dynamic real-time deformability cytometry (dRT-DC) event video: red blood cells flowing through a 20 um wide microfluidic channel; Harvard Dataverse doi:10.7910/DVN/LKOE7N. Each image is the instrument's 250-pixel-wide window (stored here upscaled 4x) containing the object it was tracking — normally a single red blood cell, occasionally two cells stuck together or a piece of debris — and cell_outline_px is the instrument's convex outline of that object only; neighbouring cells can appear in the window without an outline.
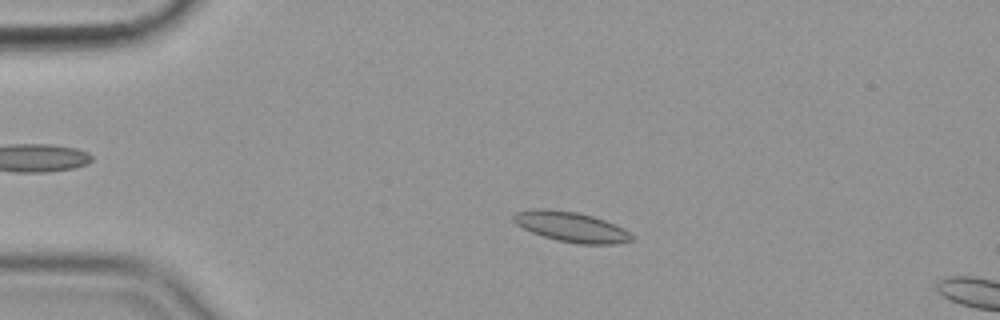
{"species": "common noctule bat (a hibernating species)", "species_latin": "Nyctalus noctula", "temperature_condition": "cold", "stored_images_in_passage": 16, "camera_frame_rate_fps": 3000, "um_per_image_px": 0.085, "animal": {"sex": "female", "body_mass_g": 19.9}, "frame": {"image": 1, "passage_image": 12, "time_ms": 3.667, "image_size_px": [1000, 320], "cell_outline_px": [[632, 240], [616, 244], [580, 244], [556, 240], [532, 232], [516, 224], [512, 220], [512, 216], [516, 212], [536, 208], [548, 208], [580, 212], [604, 220], [628, 232], [632, 236]], "centroid_in_image_um": [48.49, 19.27], "position_along_channel_um": 36.5, "area_um2": 20.58}}